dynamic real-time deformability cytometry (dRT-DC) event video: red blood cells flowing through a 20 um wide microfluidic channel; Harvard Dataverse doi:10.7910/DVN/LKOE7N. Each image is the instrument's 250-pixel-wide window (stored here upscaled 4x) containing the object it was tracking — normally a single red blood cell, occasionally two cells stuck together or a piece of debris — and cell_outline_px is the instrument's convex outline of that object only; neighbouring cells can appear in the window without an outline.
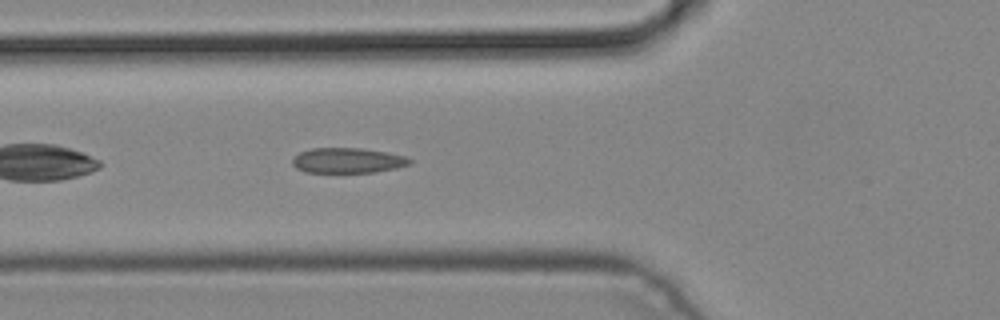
{"species": "common noctule bat (a hibernating species)", "species_latin": "Nyctalus noctula", "temperature_condition": "cold", "stored_images_in_passage": 4, "camera_frame_rate_fps": 3000, "um_per_image_px": 0.085, "animal": {"sex": "male", "body_mass_g": 19.2, "forearm_length_mm": 51.8}, "frame": {"image": 1, "passage_image": 4, "time_ms": 1.0, "image_size_px": [1000, 320], "cell_outline_px": [[412, 160], [408, 164], [396, 168], [376, 172], [304, 172], [296, 168], [292, 164], [292, 160], [300, 152], [312, 148], [360, 148], [388, 152], [404, 156]], "centroid_in_image_um": [29.53, 13.64], "position_along_channel_um": 96.3, "area_um2": 17.11}}